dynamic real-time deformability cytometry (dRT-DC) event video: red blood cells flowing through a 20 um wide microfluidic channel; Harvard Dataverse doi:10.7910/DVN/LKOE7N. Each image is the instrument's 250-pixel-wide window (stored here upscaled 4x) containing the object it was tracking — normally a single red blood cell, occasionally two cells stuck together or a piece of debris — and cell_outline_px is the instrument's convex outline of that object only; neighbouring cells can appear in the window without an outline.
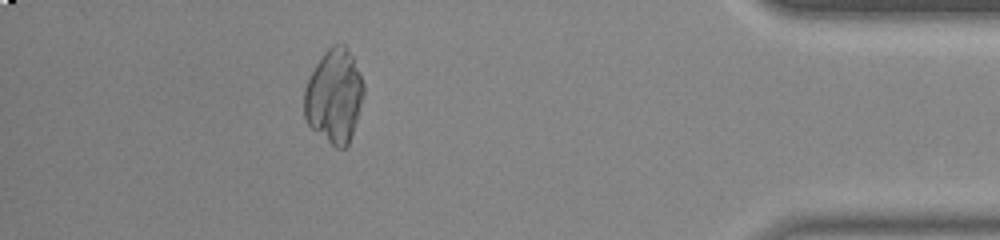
{"species": "common noctule bat (a hibernating species)", "species_latin": "Nyctalus noctula", "temperature_condition": "room temperature", "stored_images_in_passage": 54, "camera_frame_rate_fps": 3000, "um_per_image_px": 0.085, "animal": {"sex": "male", "body_mass_g": 20.0, "forearm_length_mm": 53.3}, "frame": {"image": 1, "passage_image": 49, "time_ms": 16.0, "image_size_px": [1000, 240], "cell_outline_px": [[364, 92], [356, 120], [348, 144], [344, 148], [336, 148], [312, 128], [308, 124], [304, 116], [304, 88], [316, 64], [324, 52], [332, 44], [344, 44], [348, 48], [352, 56], [364, 84]], "centroid_in_image_um": [28.39, 8.14], "position_along_channel_um": 406.8, "area_um2": 32.14}}